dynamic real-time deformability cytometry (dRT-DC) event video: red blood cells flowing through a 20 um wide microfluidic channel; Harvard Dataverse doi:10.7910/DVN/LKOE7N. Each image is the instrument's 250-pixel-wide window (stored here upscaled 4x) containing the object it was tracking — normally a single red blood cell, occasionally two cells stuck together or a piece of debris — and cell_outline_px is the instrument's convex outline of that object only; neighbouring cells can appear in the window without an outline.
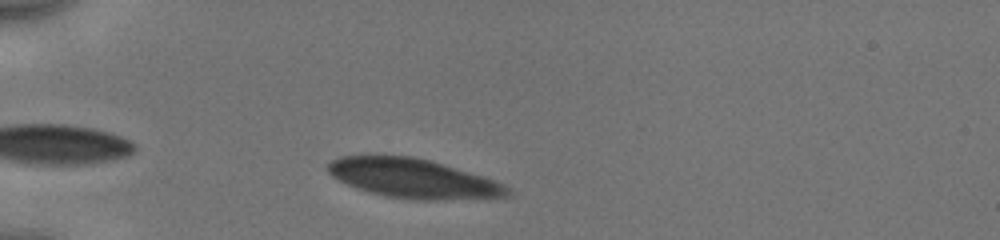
{"species": "human", "species_latin": "Homo sapiens", "temperature_condition": "cold", "stored_images_in_passage": 37, "camera_frame_rate_fps": 3000, "um_per_image_px": 0.085, "donor": {"sex": "male"}, "frame": {"image": 1, "passage_image": 5, "time_ms": 1.333, "image_size_px": [1000, 240], "cell_outline_px": [[512, 196], [436, 200], [412, 200], [384, 196], [368, 192], [348, 184], [332, 176], [328, 172], [328, 164], [332, 160], [340, 156], [368, 152], [380, 152], [412, 156], [444, 164], [484, 176], [504, 184], [512, 192]], "centroid_in_image_um": [35.05, 15.12], "position_along_channel_um": 49.9, "area_um2": 42.14}}
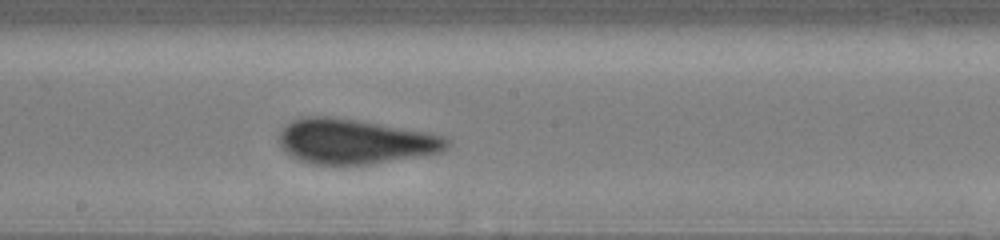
{"frame": {"image": 2, "passage_image": 20, "time_ms": 6.333, "image_size_px": [1000, 240], "cell_outline_px": [[448, 144], [440, 152], [368, 164], [312, 164], [300, 160], [292, 156], [280, 144], [280, 132], [292, 120], [300, 116], [328, 116], [356, 120], [428, 132], [444, 136], [448, 140]], "centroid_in_image_um": [30.14, 12.01], "position_along_channel_um": 218.1, "area_um2": 43.18}}
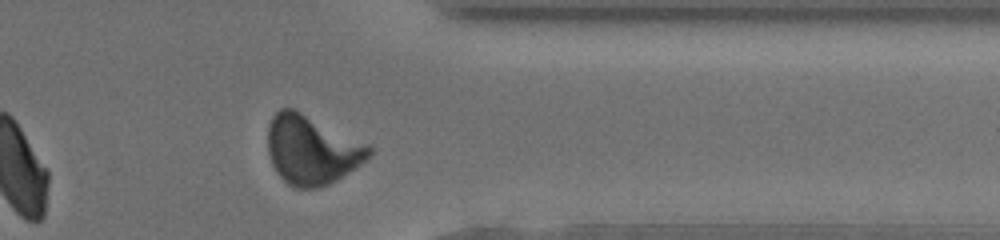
{"frame": {"image": 3, "passage_image": 33, "time_ms": 10.667, "image_size_px": [1000, 240], "cell_outline_px": [[372, 152], [360, 164], [336, 180], [320, 188], [296, 188], [288, 184], [276, 172], [272, 164], [268, 152], [268, 124], [272, 116], [280, 108], [292, 108], [372, 144]], "centroid_in_image_um": [26.5, 12.73], "position_along_channel_um": 384.9, "area_um2": 40.86}, "authors_computed_cell_mechanics": {"area_um2": 42.194, "velocity_mm_per_s": 3.9318, "shape_relaxation_time_tau1_ms": 4.9737, "shape_relaxation_time_tau2_ms": null, "deformation_change_tau1": 0.1281, "deformation_change_tau2": null}}